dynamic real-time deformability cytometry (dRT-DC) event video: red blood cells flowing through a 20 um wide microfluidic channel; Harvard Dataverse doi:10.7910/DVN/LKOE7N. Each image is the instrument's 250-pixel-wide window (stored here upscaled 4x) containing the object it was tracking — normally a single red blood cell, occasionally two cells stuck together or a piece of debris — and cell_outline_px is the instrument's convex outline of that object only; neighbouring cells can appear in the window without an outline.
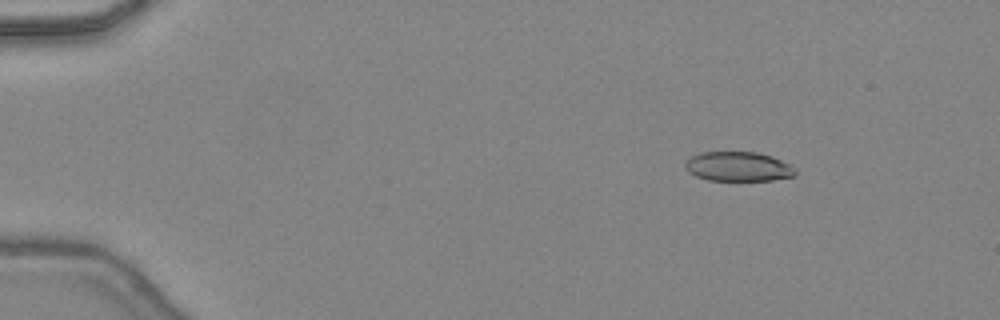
{"species": "common noctule bat (a hibernating species)", "species_latin": "Nyctalus noctula", "temperature_condition": "warm", "stored_images_in_passage": 47, "camera_frame_rate_fps": 3000, "um_per_image_px": 0.085, "animal": {"sex": "female", "body_mass_g": 24.6, "forearm_length_mm": 56.2}, "frame": {"image": 1, "passage_image": 7, "time_ms": 2.0, "image_size_px": [1000, 320], "cell_outline_px": [[796, 176], [772, 180], [708, 180], [696, 176], [688, 172], [684, 168], [684, 164], [692, 156], [700, 152], [756, 152], [772, 156], [788, 164], [796, 172]], "centroid_in_image_um": [62.72, 14.16], "position_along_channel_um": 22.3, "area_um2": 18.84}}
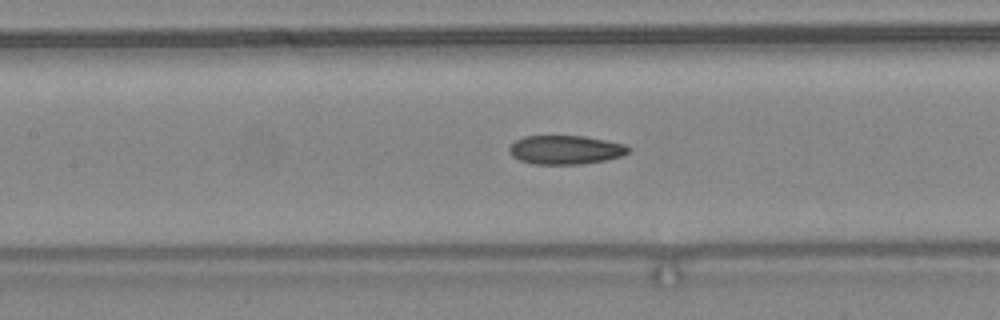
{"frame": {"image": 2, "passage_image": 23, "time_ms": 7.333, "image_size_px": [1000, 320], "cell_outline_px": [[632, 148], [628, 152], [620, 156], [604, 160], [580, 164], [532, 164], [520, 160], [512, 156], [508, 148], [516, 140], [524, 136], [584, 136], [624, 144]], "centroid_in_image_um": [48.05, 12.73], "position_along_channel_um": 159.4, "area_um2": 19.88}}
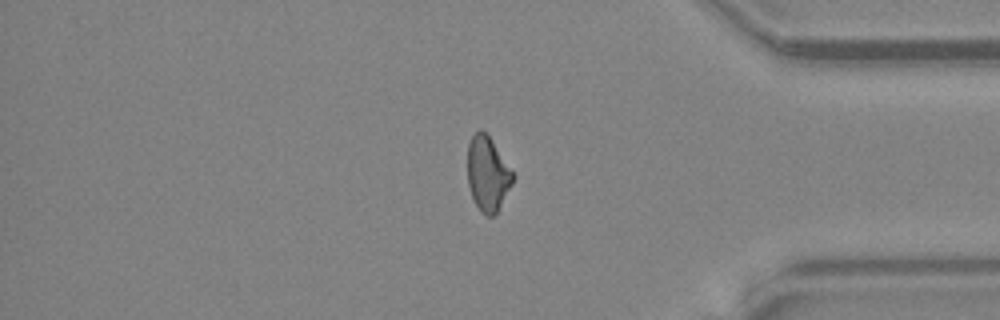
{"frame": {"image": 3, "passage_image": 40, "time_ms": 13.0, "image_size_px": [1000, 320], "cell_outline_px": [[516, 176], [496, 216], [488, 216], [480, 212], [472, 196], [468, 184], [468, 144], [472, 136], [480, 128], [492, 140]], "centroid_in_image_um": [41.47, 14.8], "position_along_channel_um": 393.7, "area_um2": 19.77}, "authors_computed_cell_mechanics": {"area_um2": 20.1722, "velocity_mm_per_s": 4.4862, "shape_relaxation_time_tau1_ms": null, "shape_relaxation_time_tau2_ms": 2.6029, "deformation_change_tau1": null, "deformation_change_tau2": 0.1002}}